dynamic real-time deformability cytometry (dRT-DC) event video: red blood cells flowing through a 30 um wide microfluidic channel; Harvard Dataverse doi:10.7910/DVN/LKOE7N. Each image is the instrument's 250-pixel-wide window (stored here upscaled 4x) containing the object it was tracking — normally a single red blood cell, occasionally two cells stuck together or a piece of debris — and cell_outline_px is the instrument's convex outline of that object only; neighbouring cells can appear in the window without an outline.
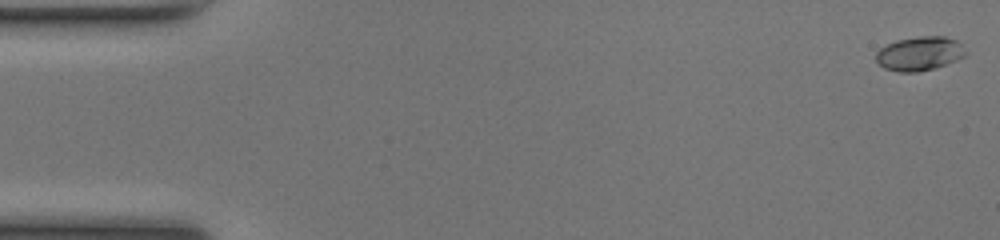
{"species": "common noctule bat (a hibernating species)", "species_latin": "Nyctalus noctula", "temperature_condition": "room temperature", "stored_images_in_passage": 26, "camera_frame_rate_fps": 3000, "um_per_image_px": 0.085, "animal": {"sex": "female", "body_mass_g": 17.0, "forearm_length_mm": 48.0}, "frame": {"image": 1, "passage_image": 1, "time_ms": 0.0, "image_size_px": [1000, 240], "cell_outline_px": [[968, 52], [964, 56], [956, 60], [932, 68], [916, 72], [900, 72], [884, 68], [876, 60], [876, 52], [880, 48], [896, 40], [920, 36], [944, 36], [956, 40]], "centroid_in_image_um": [78.15, 4.54], "position_along_channel_um": 6.8, "area_um2": 17.57}}
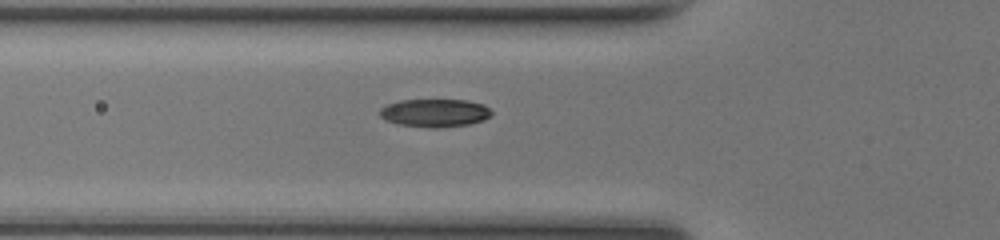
{"frame": {"image": 2, "passage_image": 18, "time_ms": 5.667, "image_size_px": [1000, 240], "cell_outline_px": [[492, 116], [484, 120], [468, 124], [436, 128], [432, 128], [396, 124], [384, 120], [380, 116], [380, 108], [384, 104], [400, 100], [468, 100], [484, 104], [492, 112]], "centroid_in_image_um": [36.93, 9.59], "position_along_channel_um": 88.9, "area_um2": 18.5}}
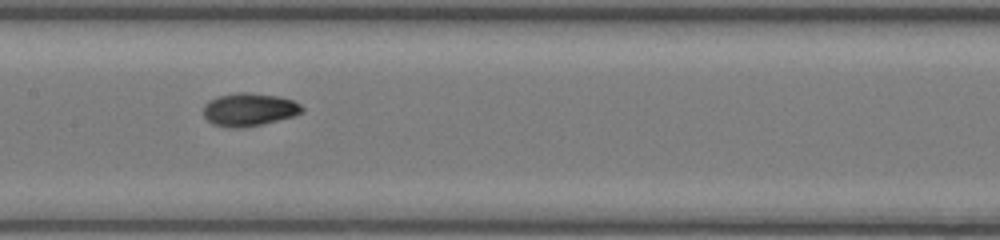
{"frame": {"image": 3, "passage_image": 25, "time_ms": 8.0, "image_size_px": [1000, 240], "cell_outline_px": [[304, 112], [292, 116], [244, 128], [228, 128], [212, 124], [204, 116], [204, 104], [208, 100], [220, 96], [236, 92], [248, 92], [280, 96], [292, 100], [300, 104], [304, 108]], "centroid_in_image_um": [21.16, 9.31], "position_along_channel_um": 186.2, "area_um2": 19.02}}